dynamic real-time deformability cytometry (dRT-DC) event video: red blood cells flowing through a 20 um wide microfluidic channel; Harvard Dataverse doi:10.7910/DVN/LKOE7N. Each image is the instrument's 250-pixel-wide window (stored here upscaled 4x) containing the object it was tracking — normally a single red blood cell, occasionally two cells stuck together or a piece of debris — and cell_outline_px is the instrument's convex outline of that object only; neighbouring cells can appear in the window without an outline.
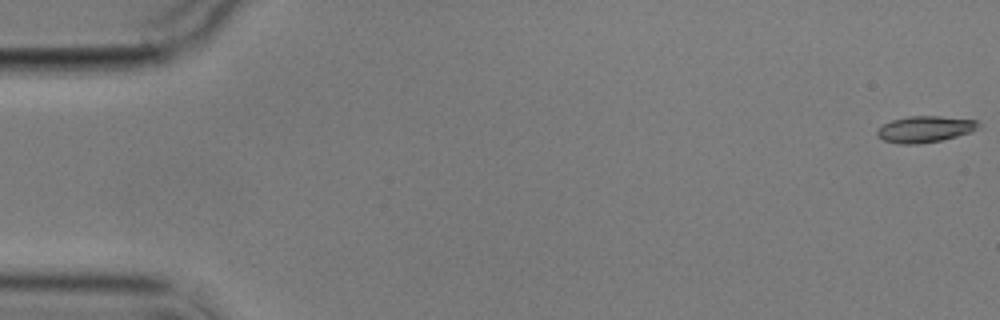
{"species": "common noctule bat (a hibernating species)", "species_latin": "Nyctalus noctula", "temperature_condition": "cold", "stored_images_in_passage": 5, "camera_frame_rate_fps": 3000, "um_per_image_px": 0.085, "animal": {"sex": "male", "body_mass_g": 17.9}, "frame": {"image": 1, "passage_image": 1, "time_ms": 0.0, "image_size_px": [1000, 320], "cell_outline_px": [[980, 128], [956, 136], [940, 140], [916, 144], [900, 144], [884, 140], [876, 136], [876, 128], [892, 120], [908, 116], [940, 116], [976, 120], [980, 124]], "centroid_in_image_um": [78.58, 10.97], "position_along_channel_um": 6.4, "area_um2": 15.49}}
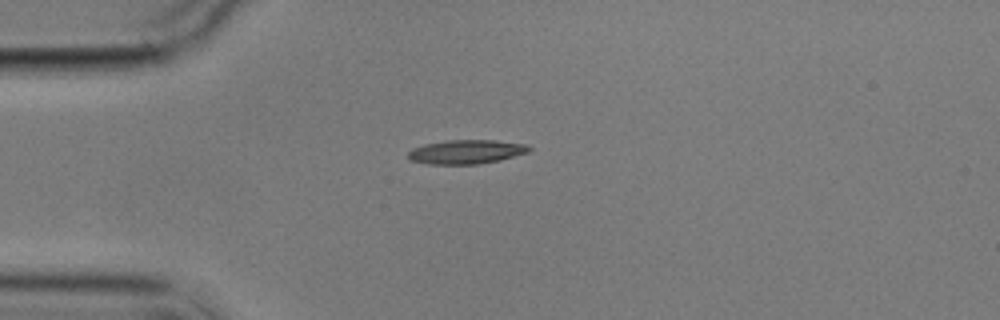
{"frame": {"image": 2, "passage_image": 5, "time_ms": 4.667, "image_size_px": [1000, 320], "cell_outline_px": [[532, 148], [528, 152], [500, 160], [480, 164], [428, 164], [408, 160], [408, 152], [412, 148], [424, 144], [448, 140], [496, 140], [528, 144]], "centroid_in_image_um": [39.63, 12.9], "position_along_channel_um": 45.4, "area_um2": 17.11}}